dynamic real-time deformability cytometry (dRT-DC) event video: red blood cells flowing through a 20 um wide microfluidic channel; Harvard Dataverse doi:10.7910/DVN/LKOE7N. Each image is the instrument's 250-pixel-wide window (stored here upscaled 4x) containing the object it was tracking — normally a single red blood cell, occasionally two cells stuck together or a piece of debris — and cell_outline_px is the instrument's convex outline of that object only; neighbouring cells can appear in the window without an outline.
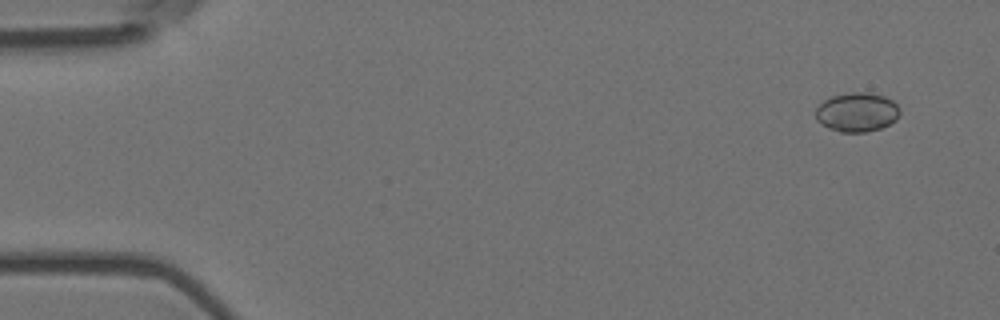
{"species": "Egyptian fruit bat (a non-hibernating species)", "species_latin": "Rousettus aegyptiacus", "temperature_condition": "room temperature", "stored_images_in_passage": 3, "camera_frame_rate_fps": 3000, "um_per_image_px": 0.085, "animal": {"sex": "female"}, "frame": {"image": 1, "passage_image": 1, "time_ms": 0.0, "image_size_px": [1000, 320], "cell_outline_px": [[900, 112], [896, 120], [880, 128], [864, 132], [840, 132], [828, 128], [816, 120], [816, 108], [824, 100], [832, 96], [852, 92], [868, 92], [884, 96], [892, 100], [900, 108]], "centroid_in_image_um": [72.84, 9.53], "position_along_channel_um": 12.2, "area_um2": 19.19}}